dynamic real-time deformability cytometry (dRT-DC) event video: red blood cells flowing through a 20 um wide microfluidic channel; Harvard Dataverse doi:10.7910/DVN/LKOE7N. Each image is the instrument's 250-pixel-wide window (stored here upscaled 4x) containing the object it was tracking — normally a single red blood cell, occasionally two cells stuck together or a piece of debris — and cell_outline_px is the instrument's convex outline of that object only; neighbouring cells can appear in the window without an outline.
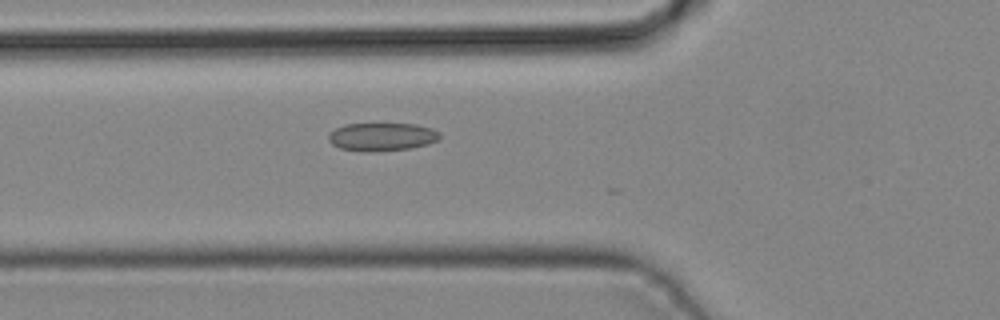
{"species": "common noctule bat (a hibernating species)", "species_latin": "Nyctalus noctula", "temperature_condition": "cold", "stored_images_in_passage": 15, "camera_frame_rate_fps": 3000, "um_per_image_px": 0.085, "animal": {"sex": "male", "body_mass_g": 19.2, "forearm_length_mm": 51.8}, "frame": {"image": 1, "passage_image": 4, "time_ms": 1.0, "image_size_px": [1000, 320], "cell_outline_px": [[440, 136], [436, 140], [428, 144], [412, 148], [368, 152], [360, 152], [340, 148], [332, 144], [328, 140], [328, 136], [336, 128], [344, 124], [416, 124], [432, 128], [440, 132]], "centroid_in_image_um": [32.46, 11.63], "position_along_channel_um": 93.3, "area_um2": 18.26}}
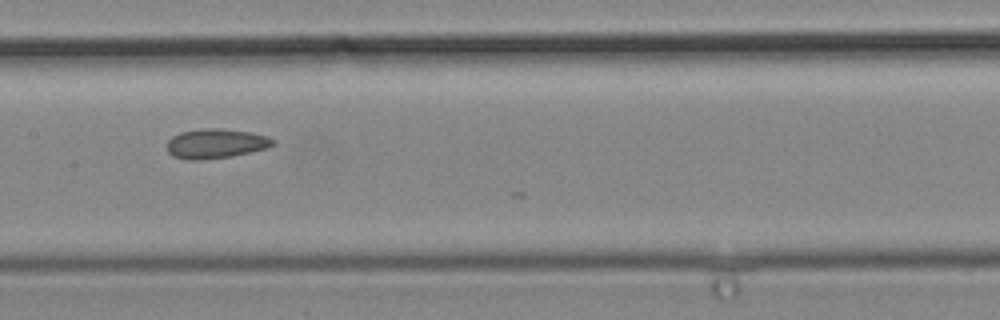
{"frame": {"image": 2, "passage_image": 10, "time_ms": 3.0, "image_size_px": [1000, 320], "cell_outline_px": [[276, 144], [268, 148], [232, 156], [200, 160], [188, 160], [172, 156], [168, 152], [168, 140], [172, 136], [180, 132], [204, 128], [220, 128], [248, 132], [268, 136], [276, 140]], "centroid_in_image_um": [18.36, 12.2], "position_along_channel_um": 189.0, "area_um2": 18.38}}
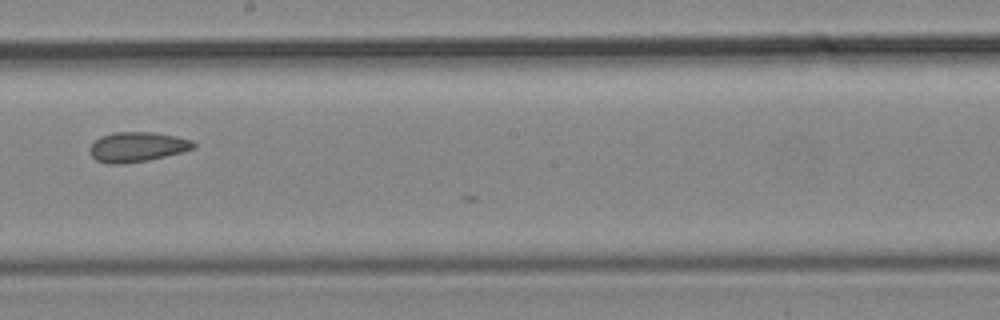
{"frame": {"image": 3, "passage_image": 13, "time_ms": 4.0, "image_size_px": [1000, 320], "cell_outline_px": [[196, 148], [184, 152], [148, 160], [124, 164], [108, 164], [96, 160], [88, 152], [88, 148], [100, 136], [116, 132], [152, 132], [176, 136], [192, 140], [196, 144]], "centroid_in_image_um": [11.67, 12.49], "position_along_channel_um": 236.5, "area_um2": 18.26}}